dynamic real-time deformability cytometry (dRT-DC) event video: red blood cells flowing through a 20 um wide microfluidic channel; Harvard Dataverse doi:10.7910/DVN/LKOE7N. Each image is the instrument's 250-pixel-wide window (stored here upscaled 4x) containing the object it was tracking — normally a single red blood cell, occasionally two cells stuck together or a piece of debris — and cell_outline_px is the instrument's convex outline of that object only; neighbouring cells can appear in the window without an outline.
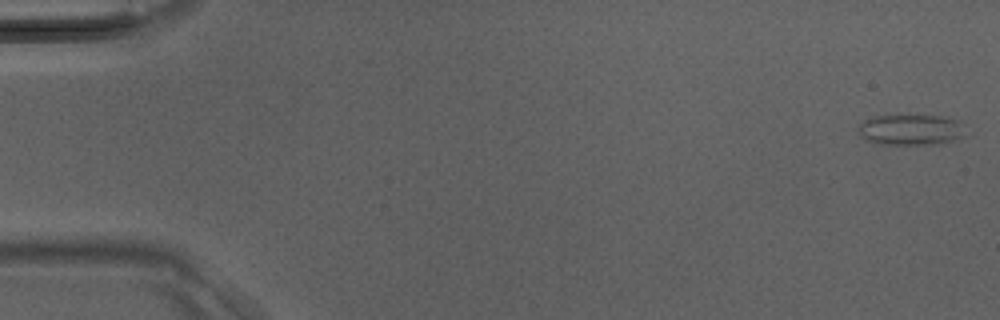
{"species": "Egyptian fruit bat (a non-hibernating species)", "species_latin": "Rousettus aegyptiacus", "temperature_condition": "room temperature", "stored_images_in_passage": 14, "camera_frame_rate_fps": 3000, "um_per_image_px": 0.085, "animal": {"sex": "male"}, "frame": {"image": 1, "passage_image": 1, "time_ms": 0.0, "image_size_px": [1000, 320], "cell_outline_px": [[972, 136], [936, 144], [884, 144], [868, 140], [860, 136], [856, 128], [864, 120], [876, 116], [948, 116], [960, 120]], "centroid_in_image_um": [77.56, 11.03], "position_along_channel_um": 7.4, "area_um2": 19.65}}